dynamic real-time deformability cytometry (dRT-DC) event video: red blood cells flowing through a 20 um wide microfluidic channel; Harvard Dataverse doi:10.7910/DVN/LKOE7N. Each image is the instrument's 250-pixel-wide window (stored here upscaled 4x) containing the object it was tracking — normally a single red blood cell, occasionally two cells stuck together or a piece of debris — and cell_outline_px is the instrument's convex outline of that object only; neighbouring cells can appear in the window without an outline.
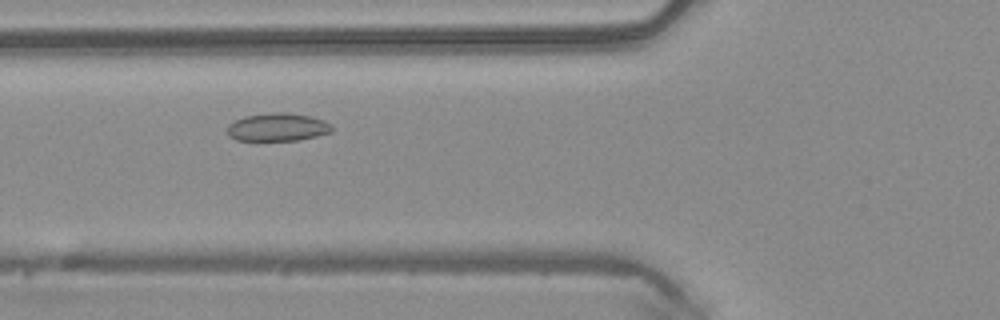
{"species": "common noctule bat (a hibernating species)", "species_latin": "Nyctalus noctula", "temperature_condition": "warm", "stored_images_in_passage": 39, "camera_frame_rate_fps": 3000, "um_per_image_px": 0.085, "animal": {"sex": "male", "body_mass_g": 20.4}, "frame": {"image": 1, "passage_image": 8, "time_ms": 2.333, "image_size_px": [1000, 320], "cell_outline_px": [[332, 132], [316, 136], [296, 140], [236, 140], [228, 136], [228, 124], [244, 116], [272, 112], [280, 112], [312, 116], [324, 120], [332, 124]], "centroid_in_image_um": [23.61, 10.8], "position_along_channel_um": 102.2, "area_um2": 17.05}}
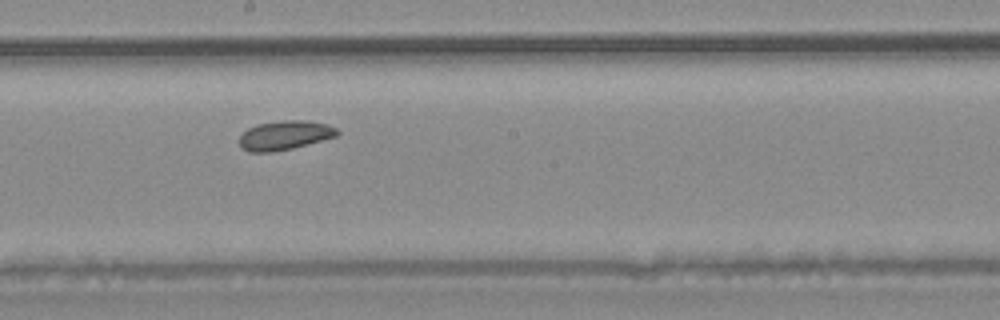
{"frame": {"image": 2, "passage_image": 17, "time_ms": 5.333, "image_size_px": [1000, 320], "cell_outline_px": [[340, 132], [336, 136], [292, 148], [272, 152], [248, 152], [240, 144], [240, 136], [248, 128], [256, 124], [284, 120], [304, 120], [328, 124], [336, 128]], "centroid_in_image_um": [24.2, 11.49], "position_along_channel_um": 224.0, "area_um2": 16.47}}
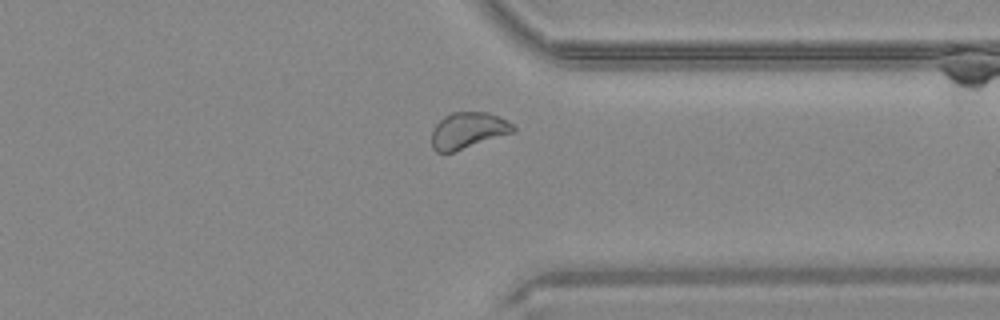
{"frame": {"image": 3, "passage_image": 28, "time_ms": 9.0, "image_size_px": [1000, 320], "cell_outline_px": [[516, 128], [512, 132], [452, 152], [436, 152], [432, 148], [432, 132], [436, 124], [444, 116], [452, 112], [488, 112], [512, 124]], "centroid_in_image_um": [39.73, 11.08], "position_along_channel_um": 371.7, "area_um2": 16.76}}